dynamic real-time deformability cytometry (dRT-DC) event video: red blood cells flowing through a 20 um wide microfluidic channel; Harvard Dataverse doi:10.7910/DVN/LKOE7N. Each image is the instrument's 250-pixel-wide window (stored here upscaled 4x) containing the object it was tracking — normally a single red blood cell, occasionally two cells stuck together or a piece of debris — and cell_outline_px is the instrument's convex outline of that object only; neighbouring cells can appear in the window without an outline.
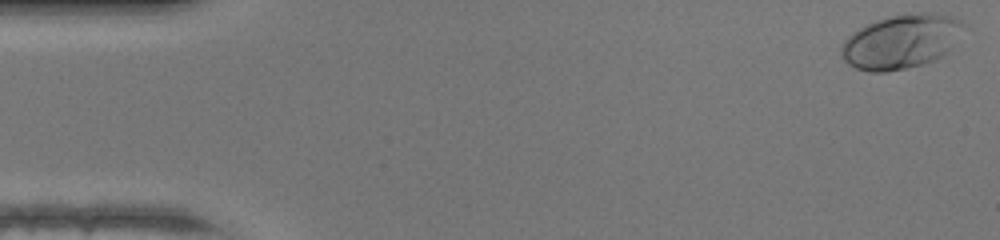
{"species": "human", "species_latin": "Homo sapiens", "temperature_condition": "warm", "stored_images_in_passage": 47, "camera_frame_rate_fps": 3000, "um_per_image_px": 0.085, "donor": {"sex": "female"}, "frame": {"image": 1, "passage_image": 1, "time_ms": 0.0, "image_size_px": [1000, 240], "cell_outline_px": [[968, 24], [944, 56], [920, 64], [904, 68], [884, 72], [868, 72], [856, 68], [848, 64], [840, 56], [840, 48], [844, 40], [852, 32], [864, 24], [888, 16], [924, 12], [932, 12], [952, 16]], "centroid_in_image_um": [76.58, 3.51], "position_along_channel_um": 8.4, "area_um2": 38.84}}
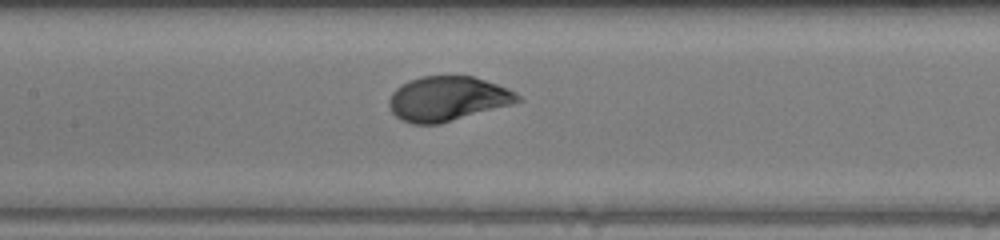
{"frame": {"image": 2, "passage_image": 22, "time_ms": 7.0, "image_size_px": [1000, 240], "cell_outline_px": [[524, 100], [512, 104], [440, 124], [412, 124], [400, 120], [392, 112], [388, 104], [388, 100], [392, 92], [400, 84], [408, 80], [420, 76], [472, 76], [508, 88], [516, 92]], "centroid_in_image_um": [38.02, 8.39], "position_along_channel_um": 169.4, "area_um2": 33.64}}
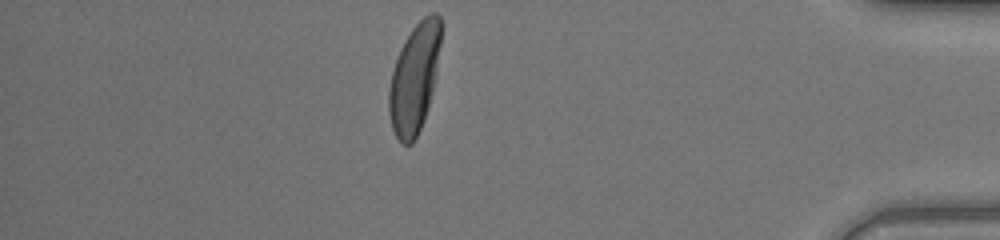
{"frame": {"image": 3, "passage_image": 41, "time_ms": 13.333, "image_size_px": [1000, 240], "cell_outline_px": [[444, 28], [428, 108], [424, 120], [412, 144], [400, 144], [392, 128], [388, 112], [388, 88], [392, 72], [400, 48], [404, 40], [412, 28], [428, 12], [436, 12], [440, 16], [444, 24]], "centroid_in_image_um": [35.23, 6.59], "position_along_channel_um": 400.0, "area_um2": 33.41}, "authors_computed_cell_mechanics": {"area_um2": 33.5818, "velocity_mm_per_s": 4.3241, "shape_relaxation_time_tau1_ms": 2.5068, "shape_relaxation_time_tau2_ms": null, "deformation_change_tau1": 0.1523, "deformation_change_tau2": null}}